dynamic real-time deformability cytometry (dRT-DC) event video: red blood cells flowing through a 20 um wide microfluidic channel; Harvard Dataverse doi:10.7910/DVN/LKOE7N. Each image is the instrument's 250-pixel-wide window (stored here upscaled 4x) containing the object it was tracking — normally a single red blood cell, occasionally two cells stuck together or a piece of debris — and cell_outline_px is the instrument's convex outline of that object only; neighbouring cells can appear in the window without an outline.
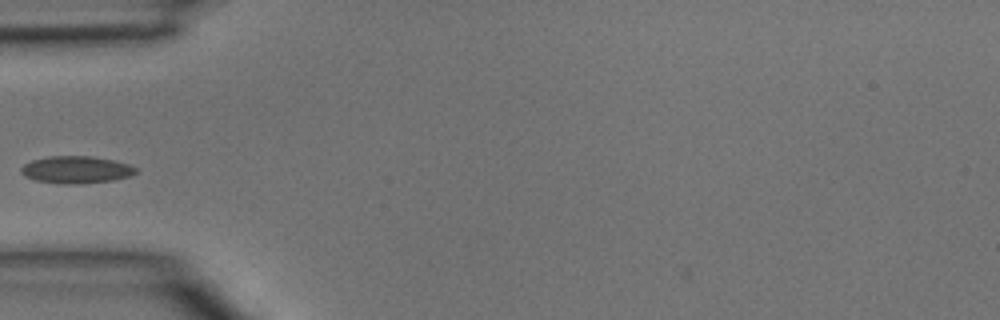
{"species": "common noctule bat (a hibernating species)", "species_latin": "Nyctalus noctula", "temperature_condition": "room temperature", "stored_images_in_passage": 1, "camera_frame_rate_fps": 3000, "um_per_image_px": 0.085, "animal": {"sex": "male", "body_mass_g": 15.6}, "frame": {"image": 1, "passage_image": 1, "time_ms": 0.0, "image_size_px": [1000, 320], "cell_outline_px": [[136, 172], [132, 176], [112, 180], [76, 184], [68, 184], [36, 180], [24, 176], [20, 172], [20, 168], [24, 164], [32, 160], [48, 156], [92, 156], [112, 160], [128, 164], [136, 168]], "centroid_in_image_um": [6.46, 14.42], "position_along_channel_um": 78.5, "area_um2": 18.09}}